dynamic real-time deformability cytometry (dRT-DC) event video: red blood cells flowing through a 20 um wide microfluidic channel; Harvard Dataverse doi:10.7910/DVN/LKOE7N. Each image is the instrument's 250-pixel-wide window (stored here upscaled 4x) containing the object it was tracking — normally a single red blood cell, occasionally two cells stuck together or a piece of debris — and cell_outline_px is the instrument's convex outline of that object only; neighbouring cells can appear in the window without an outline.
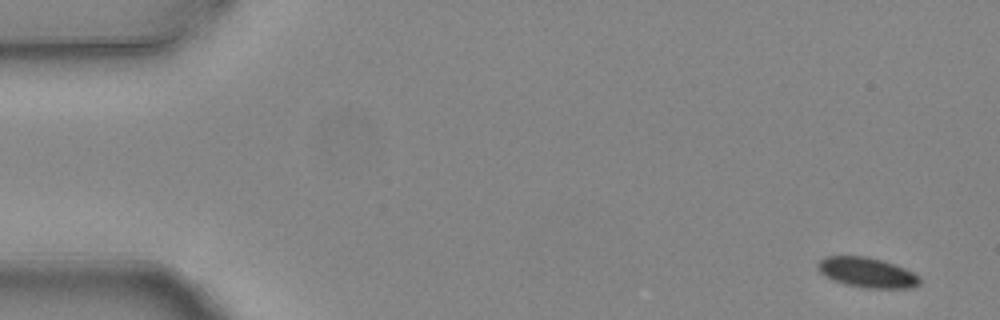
{"species": "common noctule bat (a hibernating species)", "species_latin": "Nyctalus noctula", "temperature_condition": "warm", "stored_images_in_passage": 3, "camera_frame_rate_fps": 3000, "um_per_image_px": 0.085, "animal": {"sex": "female", "body_mass_g": 24.6, "forearm_length_mm": 56.2}, "frame": {"image": 1, "passage_image": 1, "time_ms": 0.0, "image_size_px": [1000, 320], "cell_outline_px": [[920, 284], [912, 288], [864, 288], [844, 284], [832, 280], [824, 276], [816, 268], [816, 264], [824, 256], [868, 256], [896, 264], [920, 276]], "centroid_in_image_um": [73.68, 23.16], "position_along_channel_um": 11.3, "area_um2": 18.15}}